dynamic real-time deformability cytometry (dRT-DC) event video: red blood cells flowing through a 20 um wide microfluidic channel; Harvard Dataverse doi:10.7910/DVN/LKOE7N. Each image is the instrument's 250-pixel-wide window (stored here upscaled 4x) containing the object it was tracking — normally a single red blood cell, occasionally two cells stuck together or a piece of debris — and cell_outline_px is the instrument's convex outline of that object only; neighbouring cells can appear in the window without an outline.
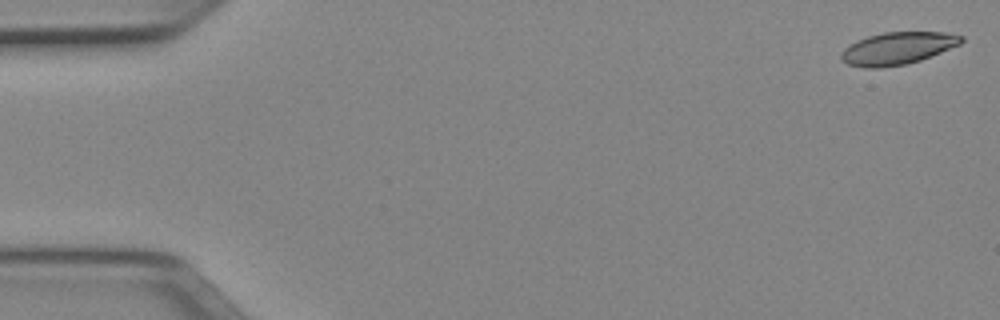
{"species": "Egyptian fruit bat (a non-hibernating species)", "species_latin": "Rousettus aegyptiacus", "temperature_condition": "cold", "stored_images_in_passage": 10, "camera_frame_rate_fps": 3000, "um_per_image_px": 0.085, "animal": {"sex": "female"}, "frame": {"image": 1, "passage_image": 1, "time_ms": 0.0, "image_size_px": [1000, 320], "cell_outline_px": [[964, 40], [960, 44], [920, 60], [908, 64], [880, 68], [864, 68], [848, 64], [840, 60], [840, 52], [844, 48], [856, 40], [868, 36], [884, 32], [944, 32], [964, 36]], "centroid_in_image_um": [76.25, 4.11], "position_along_channel_um": 8.7, "area_um2": 22.77}}